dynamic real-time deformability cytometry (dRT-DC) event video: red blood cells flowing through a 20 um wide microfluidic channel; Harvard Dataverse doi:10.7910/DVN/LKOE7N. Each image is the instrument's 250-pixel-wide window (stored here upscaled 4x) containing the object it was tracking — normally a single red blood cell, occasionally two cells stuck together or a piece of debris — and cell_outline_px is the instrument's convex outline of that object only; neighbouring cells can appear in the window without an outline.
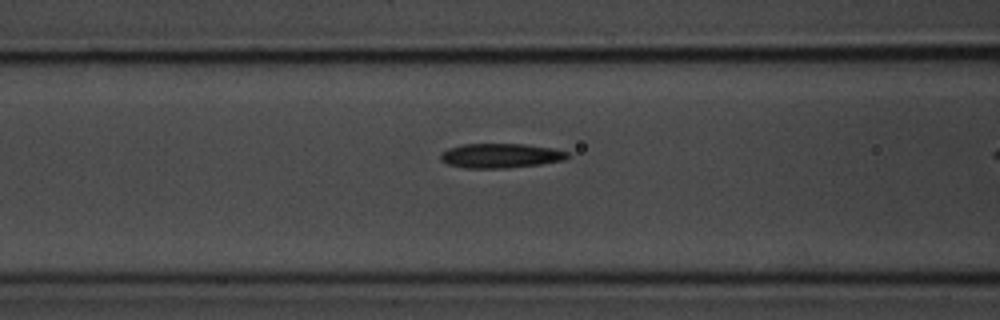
{"species": "common noctule bat (a hibernating species)", "species_latin": "Nyctalus noctula", "temperature_condition": "room temperature", "stored_images_in_passage": 13, "camera_frame_rate_fps": 3000, "um_per_image_px": 0.085, "animal": {"sex": "male", "body_mass_g": 20.1, "forearm_length_mm": 53.5}, "frame": {"image": 1, "passage_image": 11, "time_ms": 3.333, "image_size_px": [1000, 320], "cell_outline_px": [[568, 156], [564, 160], [540, 164], [504, 168], [464, 168], [448, 164], [440, 160], [440, 152], [448, 148], [464, 144], [524, 144], [552, 148], [568, 152]], "centroid_in_image_um": [42.5, 13.23], "position_along_channel_um": 124.1, "area_um2": 18.09}}